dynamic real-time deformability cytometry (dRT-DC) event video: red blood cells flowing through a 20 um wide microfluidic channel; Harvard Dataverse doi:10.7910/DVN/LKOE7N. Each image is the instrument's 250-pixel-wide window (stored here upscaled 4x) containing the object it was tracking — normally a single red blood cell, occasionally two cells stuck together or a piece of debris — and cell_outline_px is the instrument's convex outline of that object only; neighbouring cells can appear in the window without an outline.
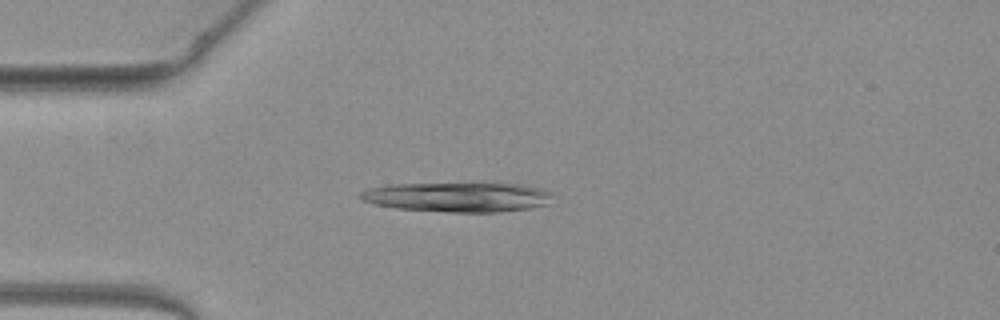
{"species": "common noctule bat (a hibernating species)", "species_latin": "Nyctalus noctula", "temperature_condition": "warm", "stored_images_in_passage": 44, "camera_frame_rate_fps": 3000, "um_per_image_px": 0.085, "animal": {"sex": "female", "body_mass_g": 19.3, "forearm_length_mm": 54.1}, "frame": {"image": 1, "passage_image": 7, "time_ms": 2.0, "image_size_px": [1000, 320], "cell_outline_px": [[552, 196], [548, 204], [528, 208], [496, 212], [452, 212], [396, 208], [376, 204], [364, 200], [356, 196], [360, 192], [368, 188], [392, 184], [524, 184], [540, 188], [552, 192]], "centroid_in_image_um": [38.91, 16.75], "position_along_channel_um": 46.1, "area_um2": 32.89}}